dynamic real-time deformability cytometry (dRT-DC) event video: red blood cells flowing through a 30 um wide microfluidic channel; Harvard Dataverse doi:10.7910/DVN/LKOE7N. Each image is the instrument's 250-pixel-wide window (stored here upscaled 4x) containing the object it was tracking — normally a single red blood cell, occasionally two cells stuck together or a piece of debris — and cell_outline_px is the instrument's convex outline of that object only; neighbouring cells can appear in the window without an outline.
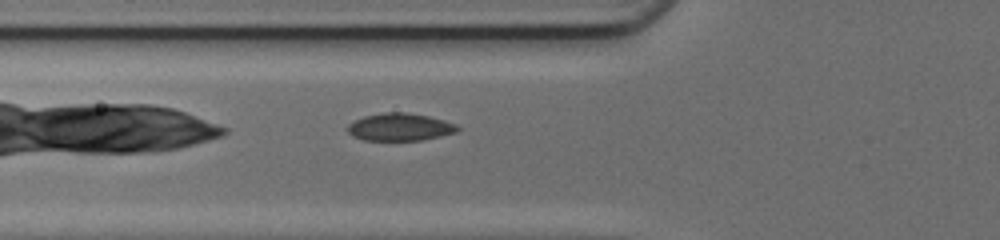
{"species": "common noctule bat (a hibernating species)", "species_latin": "Nyctalus noctula", "temperature_condition": "cold", "stored_images_in_passage": 28, "camera_frame_rate_fps": 3000, "um_per_image_px": 0.085, "animal": {"sex": "female", "body_mass_g": 17.0, "forearm_length_mm": 48.0}, "frame": {"image": 1, "passage_image": 2, "time_ms": 0.333, "image_size_px": [1000, 240], "cell_outline_px": [[460, 128], [456, 132], [424, 140], [364, 140], [352, 136], [348, 132], [348, 124], [364, 116], [384, 112], [404, 112], [428, 116], [444, 120], [456, 124]], "centroid_in_image_um": [33.99, 10.8], "position_along_channel_um": 91.8, "area_um2": 17.57}}
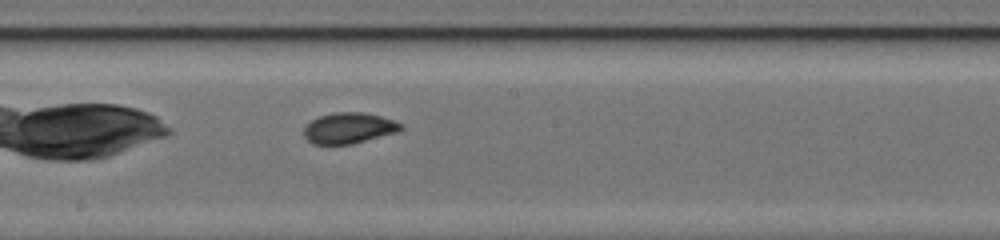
{"frame": {"image": 2, "passage_image": 11, "time_ms": 3.333, "image_size_px": [1000, 240], "cell_outline_px": [[404, 128], [400, 132], [352, 144], [312, 144], [304, 136], [304, 128], [312, 120], [320, 116], [332, 112], [364, 112], [380, 116], [392, 120], [400, 124]], "centroid_in_image_um": [29.67, 10.89], "position_along_channel_um": 218.5, "area_um2": 17.46}}
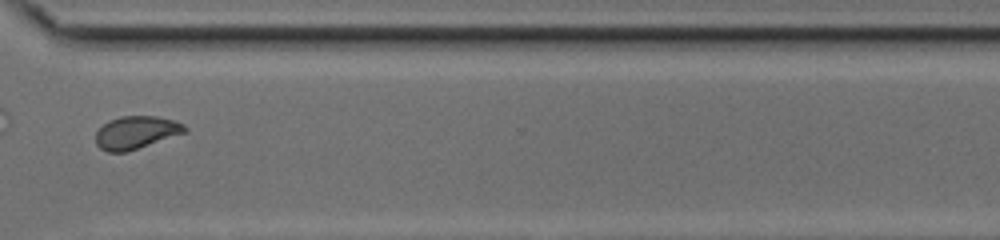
{"frame": {"image": 3, "passage_image": 21, "time_ms": 6.667, "image_size_px": [1000, 240], "cell_outline_px": [[188, 132], [128, 152], [108, 152], [100, 148], [96, 144], [96, 132], [104, 124], [120, 116], [156, 116], [172, 120], [184, 124], [188, 128]], "centroid_in_image_um": [11.61, 11.28], "position_along_channel_um": 359.0, "area_um2": 17.11}}